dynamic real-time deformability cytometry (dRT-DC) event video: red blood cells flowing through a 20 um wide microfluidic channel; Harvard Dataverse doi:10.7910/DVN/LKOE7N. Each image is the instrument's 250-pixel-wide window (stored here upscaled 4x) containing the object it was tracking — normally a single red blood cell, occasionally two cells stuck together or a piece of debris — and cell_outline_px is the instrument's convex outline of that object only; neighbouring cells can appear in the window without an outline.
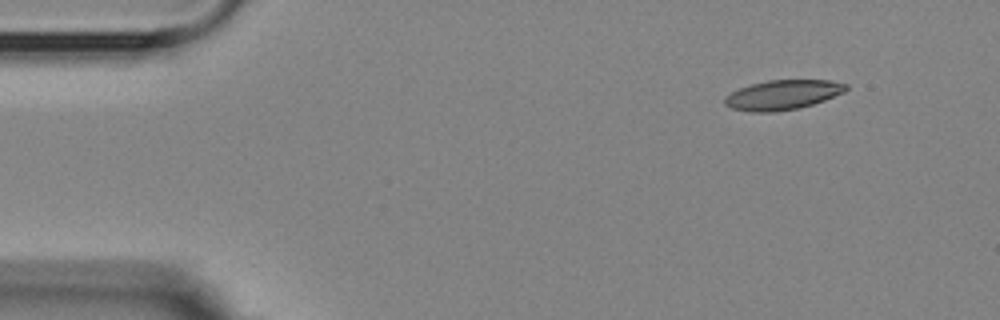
{"species": "Egyptian fruit bat (a non-hibernating species)", "species_latin": "Rousettus aegyptiacus", "temperature_condition": "room temperature", "stored_images_in_passage": 6, "camera_frame_rate_fps": 3000, "um_per_image_px": 0.085, "animal": {"sex": "female"}, "frame": {"image": 1, "passage_image": 1, "time_ms": 0.0, "image_size_px": [1000, 320], "cell_outline_px": [[848, 88], [844, 92], [824, 100], [812, 104], [796, 108], [772, 112], [752, 112], [732, 108], [724, 104], [724, 96], [740, 88], [752, 84], [768, 80], [828, 80], [848, 84]], "centroid_in_image_um": [66.52, 8.06], "position_along_channel_um": 18.5, "area_um2": 20.75}}
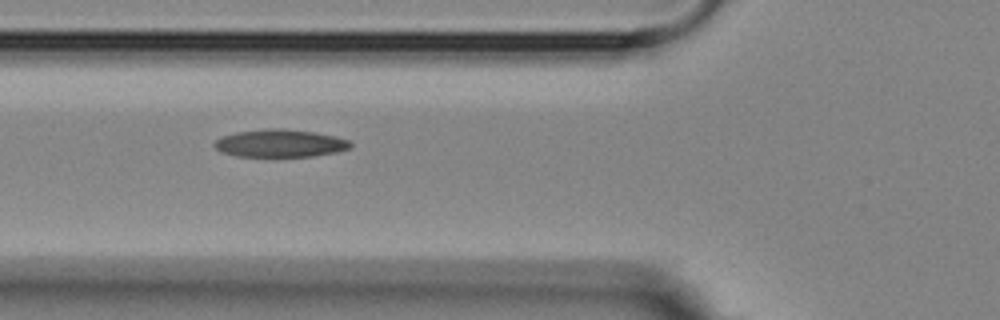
{"frame": {"image": 2, "passage_image": 5, "time_ms": 4.667, "image_size_px": [1000, 320], "cell_outline_px": [[352, 148], [336, 152], [312, 156], [236, 156], [220, 152], [212, 144], [220, 136], [236, 132], [264, 128], [284, 128], [312, 132], [336, 136], [348, 140], [352, 144]], "centroid_in_image_um": [23.78, 12.17], "position_along_channel_um": 102.0, "area_um2": 22.08}}
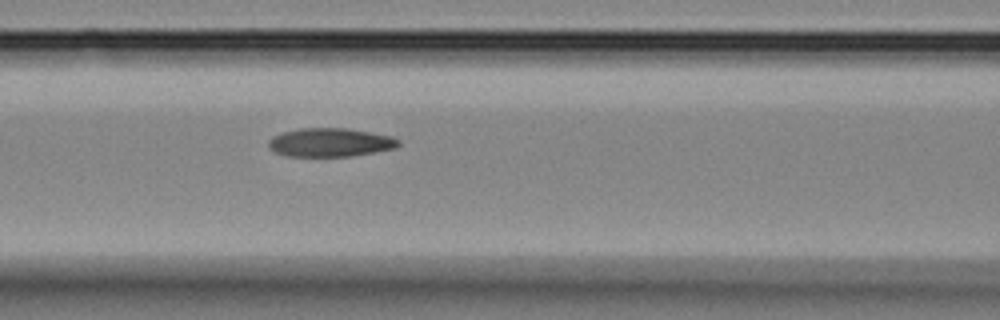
{"frame": {"image": 3, "passage_image": 6, "time_ms": 5.667, "image_size_px": [1000, 320], "cell_outline_px": [[400, 144], [396, 148], [352, 156], [284, 156], [268, 148], [268, 140], [272, 136], [284, 132], [300, 128], [348, 128], [392, 136], [400, 140]], "centroid_in_image_um": [28.06, 12.1], "position_along_channel_um": 138.5, "area_um2": 21.79}}